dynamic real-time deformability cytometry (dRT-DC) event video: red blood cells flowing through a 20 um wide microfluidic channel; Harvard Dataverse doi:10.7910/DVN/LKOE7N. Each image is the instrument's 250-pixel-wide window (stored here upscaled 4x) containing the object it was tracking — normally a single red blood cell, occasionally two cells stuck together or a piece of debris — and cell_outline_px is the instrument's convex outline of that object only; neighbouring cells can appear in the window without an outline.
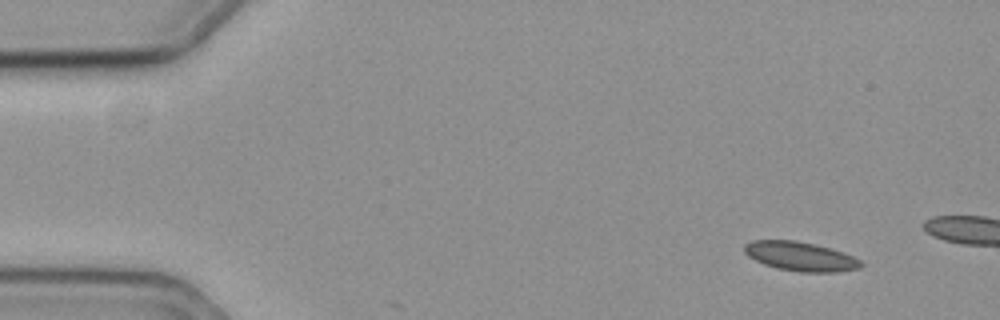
{"species": "common noctule bat (a hibernating species)", "species_latin": "Nyctalus noctula", "temperature_condition": "cold", "stored_images_in_passage": 4, "camera_frame_rate_fps": 3000, "um_per_image_px": 0.085, "animal": {"sex": "female", "body_mass_g": 19.3, "forearm_length_mm": 54.1}, "frame": {"image": 1, "passage_image": 1, "time_ms": 0.0, "image_size_px": [1000, 320], "cell_outline_px": [[864, 264], [860, 268], [836, 272], [800, 272], [776, 268], [764, 264], [748, 256], [744, 252], [744, 244], [752, 240], [796, 240], [816, 244], [844, 252], [860, 260]], "centroid_in_image_um": [68.04, 21.79], "position_along_channel_um": 17.0, "area_um2": 19.94}}